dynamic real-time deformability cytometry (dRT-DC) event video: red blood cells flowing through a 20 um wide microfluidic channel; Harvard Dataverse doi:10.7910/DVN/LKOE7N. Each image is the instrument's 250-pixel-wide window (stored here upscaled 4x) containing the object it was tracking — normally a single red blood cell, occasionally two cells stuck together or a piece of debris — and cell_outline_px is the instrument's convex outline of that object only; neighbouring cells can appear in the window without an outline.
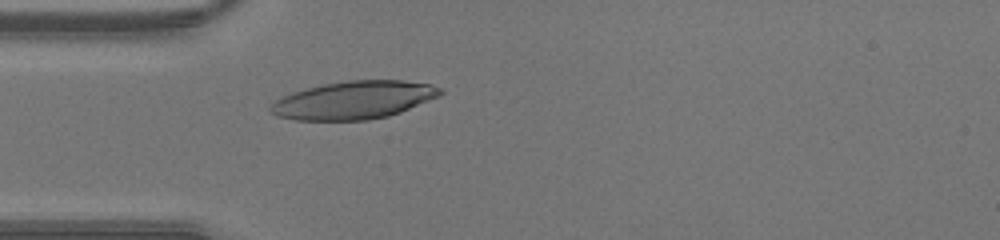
{"species": "human", "species_latin": "Homo sapiens", "temperature_condition": "warm", "stored_images_in_passage": 37, "camera_frame_rate_fps": 3000, "um_per_image_px": 0.085, "donor": {"sex": "male"}, "frame": {"image": 1, "passage_image": 5, "time_ms": 1.333, "image_size_px": [1000, 240], "cell_outline_px": [[444, 92], [440, 96], [400, 112], [388, 116], [368, 120], [296, 120], [276, 116], [268, 108], [276, 100], [292, 92], [324, 84], [348, 80], [404, 80], [432, 84], [440, 88]], "centroid_in_image_um": [30.1, 8.5], "position_along_channel_um": 54.9, "area_um2": 37.45}}
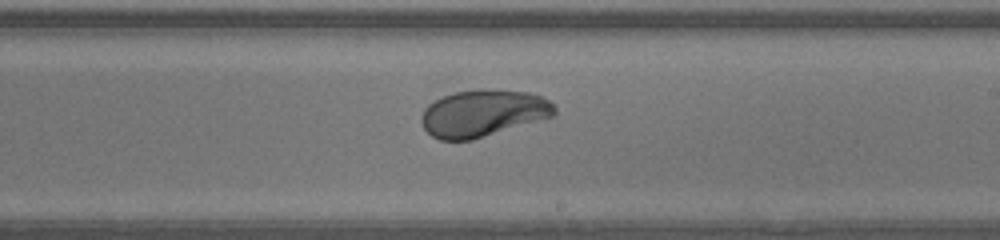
{"frame": {"image": 2, "passage_image": 18, "time_ms": 5.667, "image_size_px": [1000, 240], "cell_outline_px": [[556, 112], [552, 116], [472, 140], [440, 140], [432, 136], [424, 128], [420, 120], [420, 116], [424, 108], [428, 104], [444, 96], [456, 92], [484, 88], [492, 88], [528, 92], [540, 96], [556, 104]], "centroid_in_image_um": [41.05, 9.61], "position_along_channel_um": 248.0, "area_um2": 36.41}}
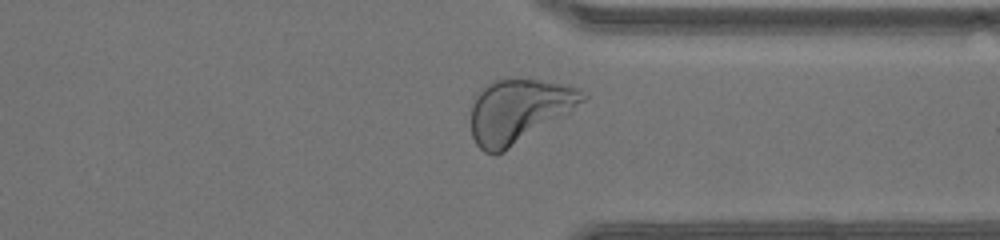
{"frame": {"image": 3, "passage_image": 26, "time_ms": 8.333, "image_size_px": [1000, 240], "cell_outline_px": [[588, 96], [584, 100], [568, 112], [504, 152], [496, 156], [484, 152], [476, 144], [472, 136], [472, 104], [476, 96], [492, 80], [536, 80], [560, 84], [580, 88]], "centroid_in_image_um": [44.06, 9.45], "position_along_channel_um": 367.3, "area_um2": 40.52}}